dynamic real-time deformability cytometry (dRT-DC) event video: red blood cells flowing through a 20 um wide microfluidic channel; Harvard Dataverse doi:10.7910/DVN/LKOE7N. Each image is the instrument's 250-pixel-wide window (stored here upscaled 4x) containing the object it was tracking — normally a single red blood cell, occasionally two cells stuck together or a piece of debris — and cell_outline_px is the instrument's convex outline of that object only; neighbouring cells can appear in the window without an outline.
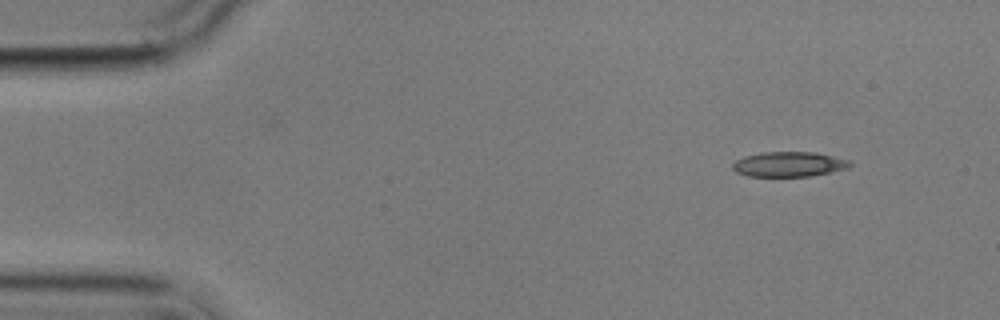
{"species": "common noctule bat (a hibernating species)", "species_latin": "Nyctalus noctula", "temperature_condition": "cold", "stored_images_in_passage": 4, "camera_frame_rate_fps": 3000, "um_per_image_px": 0.085, "animal": {"sex": "male", "body_mass_g": 17.9}, "frame": {"image": 1, "passage_image": 1, "time_ms": 0.0, "image_size_px": [1000, 320], "cell_outline_px": [[852, 164], [848, 168], [832, 172], [808, 176], [748, 176], [736, 172], [732, 168], [732, 164], [736, 160], [744, 156], [764, 152], [812, 152], [852, 160]], "centroid_in_image_um": [67.07, 13.96], "position_along_channel_um": 17.9, "area_um2": 17.05}}
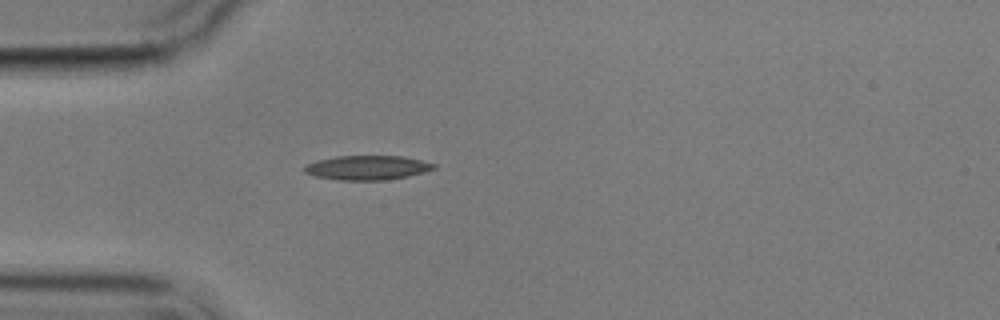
{"frame": {"image": 2, "passage_image": 4, "time_ms": 3.333, "image_size_px": [1000, 320], "cell_outline_px": [[436, 168], [424, 172], [408, 176], [384, 180], [340, 180], [316, 176], [304, 172], [304, 168], [308, 164], [316, 160], [336, 156], [404, 156], [436, 164]], "centroid_in_image_um": [31.23, 14.25], "position_along_channel_um": 53.8, "area_um2": 18.26}}